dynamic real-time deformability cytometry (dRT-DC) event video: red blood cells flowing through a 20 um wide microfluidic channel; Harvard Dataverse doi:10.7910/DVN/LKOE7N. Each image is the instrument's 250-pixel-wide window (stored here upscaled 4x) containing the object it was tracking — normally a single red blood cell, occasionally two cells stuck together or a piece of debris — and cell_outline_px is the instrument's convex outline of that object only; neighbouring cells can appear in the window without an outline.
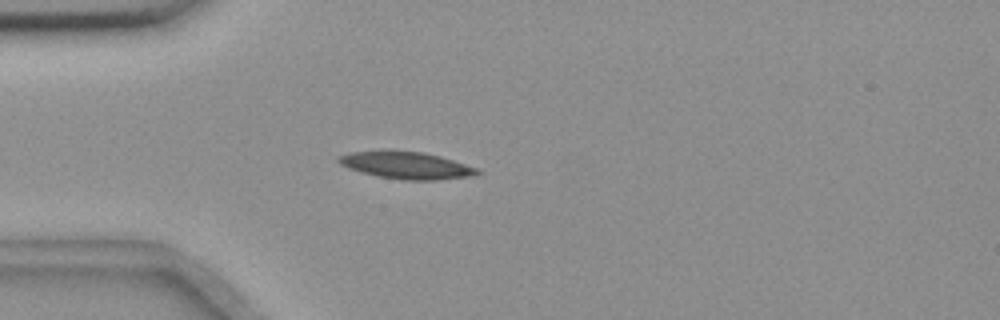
{"species": "common noctule bat (a hibernating species)", "species_latin": "Nyctalus noctula", "temperature_condition": "room temperature", "stored_images_in_passage": 5, "camera_frame_rate_fps": 3000, "um_per_image_px": 0.085, "animal": {"sex": "female", "body_mass_g": 18.4}, "frame": {"image": 1, "passage_image": 5, "time_ms": 4.667, "image_size_px": [1000, 320], "cell_outline_px": [[484, 172], [472, 176], [436, 180], [400, 180], [376, 176], [360, 172], [348, 168], [340, 164], [336, 160], [336, 156], [348, 152], [388, 148], [392, 148], [424, 152], [440, 156], [480, 168]], "centroid_in_image_um": [34.49, 14.01], "position_along_channel_um": 50.5, "area_um2": 23.0}}